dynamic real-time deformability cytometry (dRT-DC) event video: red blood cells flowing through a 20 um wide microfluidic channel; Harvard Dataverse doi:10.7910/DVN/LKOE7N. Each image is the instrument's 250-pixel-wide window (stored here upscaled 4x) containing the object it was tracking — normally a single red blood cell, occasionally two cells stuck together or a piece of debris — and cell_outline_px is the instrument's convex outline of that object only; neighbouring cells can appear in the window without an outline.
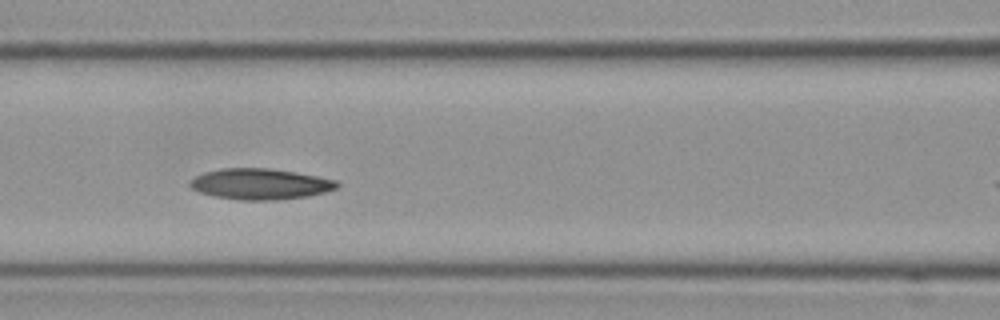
{"species": "Egyptian fruit bat (a non-hibernating species)", "species_latin": "Rousettus aegyptiacus", "temperature_condition": "cold", "stored_images_in_passage": 13, "camera_frame_rate_fps": 3000, "um_per_image_px": 0.085, "frame": {"image": 1, "passage_image": 6, "time_ms": 1.667, "image_size_px": [1000, 320], "cell_outline_px": [[340, 184], [336, 188], [324, 192], [308, 196], [276, 200], [240, 200], [216, 196], [200, 192], [192, 188], [188, 184], [196, 176], [208, 172], [224, 168], [268, 168], [296, 172], [336, 180]], "centroid_in_image_um": [22.15, 15.64], "position_along_channel_um": 144.5, "area_um2": 26.13}}
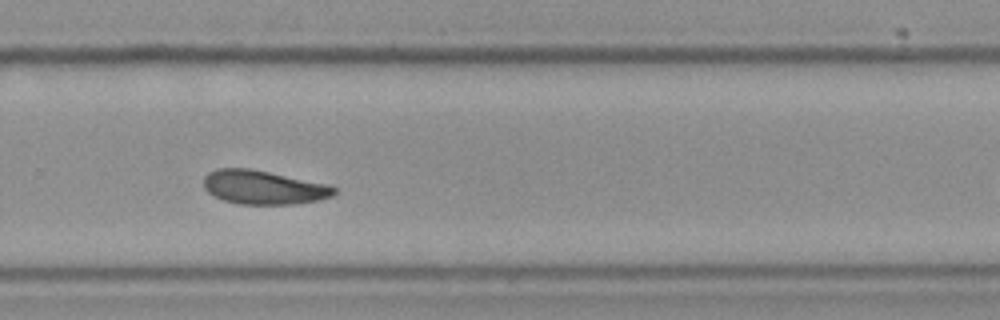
{"frame": {"image": 2, "passage_image": 10, "time_ms": 3.0, "image_size_px": [1000, 320], "cell_outline_px": [[336, 192], [332, 196], [320, 200], [292, 204], [236, 204], [224, 200], [208, 192], [204, 188], [204, 176], [208, 172], [216, 168], [248, 168], [268, 172], [324, 184], [336, 188]], "centroid_in_image_um": [22.34, 15.93], "position_along_channel_um": 307.5, "area_um2": 25.43}}
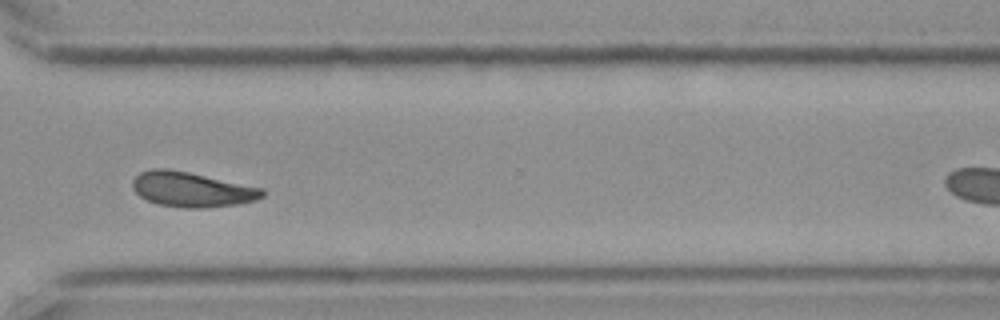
{"frame": {"image": 3, "passage_image": 11, "time_ms": 3.333, "image_size_px": [1000, 320], "cell_outline_px": [[264, 196], [256, 200], [236, 204], [204, 208], [188, 208], [160, 204], [148, 200], [140, 196], [132, 188], [132, 180], [140, 172], [152, 168], [164, 168], [188, 172], [264, 188]], "centroid_in_image_um": [16.3, 16.1], "position_along_channel_um": 354.3, "area_um2": 26.24}}